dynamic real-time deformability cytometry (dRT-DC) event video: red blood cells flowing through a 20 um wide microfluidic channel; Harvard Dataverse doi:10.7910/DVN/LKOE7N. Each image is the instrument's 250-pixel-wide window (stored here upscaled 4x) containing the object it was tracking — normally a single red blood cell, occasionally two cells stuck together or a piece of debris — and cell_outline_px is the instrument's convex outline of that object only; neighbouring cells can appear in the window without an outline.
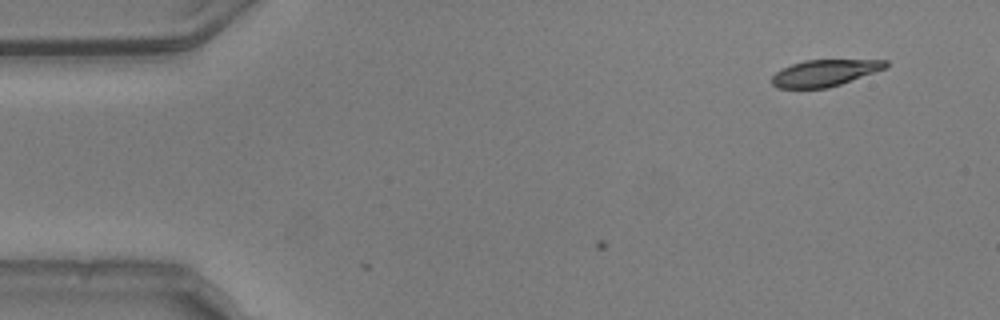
{"species": "common noctule bat (a hibernating species)", "species_latin": "Nyctalus noctula", "temperature_condition": "warm", "stored_images_in_passage": 5, "camera_frame_rate_fps": 3000, "um_per_image_px": 0.085, "animal": {"sex": "male", "body_mass_g": 20.5, "forearm_length_mm": 52.5}, "frame": {"image": 1, "passage_image": 5, "time_ms": 1.333, "image_size_px": [1000, 320], "cell_outline_px": [[888, 68], [828, 88], [776, 88], [772, 84], [772, 76], [780, 68], [804, 60], [888, 60]], "centroid_in_image_um": [70.1, 6.2], "position_along_channel_um": 14.9, "area_um2": 17.69}}